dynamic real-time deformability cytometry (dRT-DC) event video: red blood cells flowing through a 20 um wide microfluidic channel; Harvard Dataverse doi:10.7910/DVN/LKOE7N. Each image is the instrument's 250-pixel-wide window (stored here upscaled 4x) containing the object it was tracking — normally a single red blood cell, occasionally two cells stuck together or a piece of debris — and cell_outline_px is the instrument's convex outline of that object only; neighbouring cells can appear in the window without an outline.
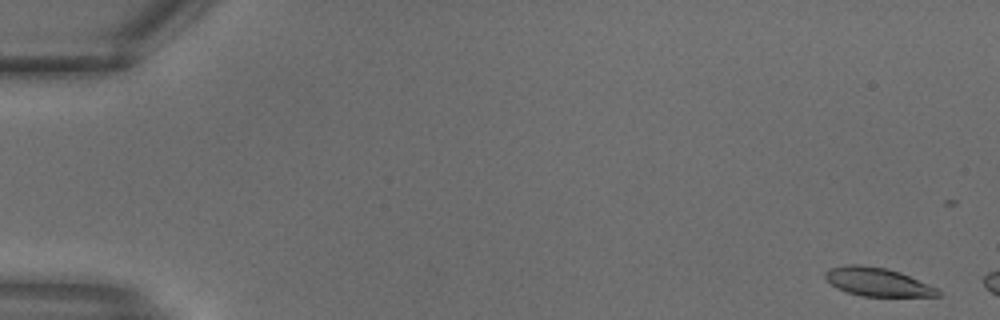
{"species": "common noctule bat (a hibernating species)", "species_latin": "Nyctalus noctula", "temperature_condition": "warm", "stored_images_in_passage": 4, "camera_frame_rate_fps": 3000, "um_per_image_px": 0.085, "animal": {"sex": "male", "body_mass_g": 18.8}, "frame": {"image": 1, "passage_image": 1, "time_ms": 0.0, "image_size_px": [1000, 320], "cell_outline_px": [[940, 296], [864, 296], [848, 292], [836, 288], [824, 276], [824, 272], [828, 268], [848, 264], [860, 264], [888, 268], [900, 272], [940, 288]], "centroid_in_image_um": [74.6, 23.95], "position_along_channel_um": 10.4, "area_um2": 18.84}}